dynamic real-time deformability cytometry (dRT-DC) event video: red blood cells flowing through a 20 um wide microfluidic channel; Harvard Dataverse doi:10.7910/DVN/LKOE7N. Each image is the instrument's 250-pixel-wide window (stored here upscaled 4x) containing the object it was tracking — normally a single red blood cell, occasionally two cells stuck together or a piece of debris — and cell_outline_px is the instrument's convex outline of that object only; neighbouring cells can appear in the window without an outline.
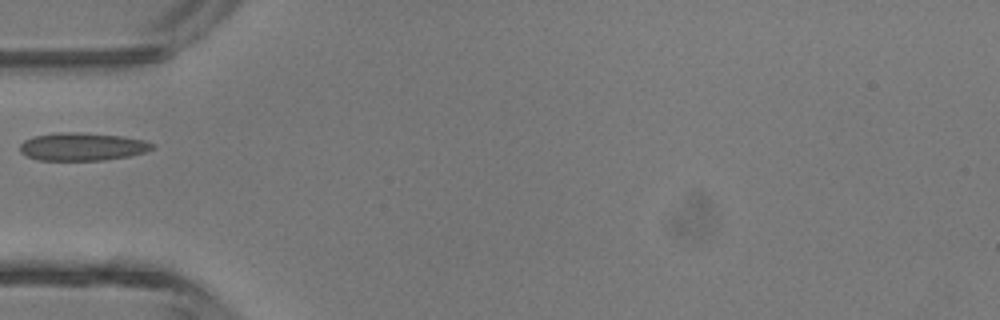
{"species": "common noctule bat (a hibernating species)", "species_latin": "Nyctalus noctula", "temperature_condition": "room temperature", "stored_images_in_passage": 1, "camera_frame_rate_fps": 3000, "um_per_image_px": 0.085, "animal": {"sex": "male", "body_mass_g": 13.3}, "frame": {"image": 1, "passage_image": 1, "time_ms": 0.0, "image_size_px": [1000, 320], "cell_outline_px": [[156, 144], [152, 148], [144, 152], [128, 156], [104, 160], [40, 160], [28, 156], [20, 152], [20, 144], [24, 140], [32, 136], [56, 132], [76, 132], [120, 136], [144, 140]], "centroid_in_image_um": [6.96, 12.46], "position_along_channel_um": 78.0, "area_um2": 21.44}}